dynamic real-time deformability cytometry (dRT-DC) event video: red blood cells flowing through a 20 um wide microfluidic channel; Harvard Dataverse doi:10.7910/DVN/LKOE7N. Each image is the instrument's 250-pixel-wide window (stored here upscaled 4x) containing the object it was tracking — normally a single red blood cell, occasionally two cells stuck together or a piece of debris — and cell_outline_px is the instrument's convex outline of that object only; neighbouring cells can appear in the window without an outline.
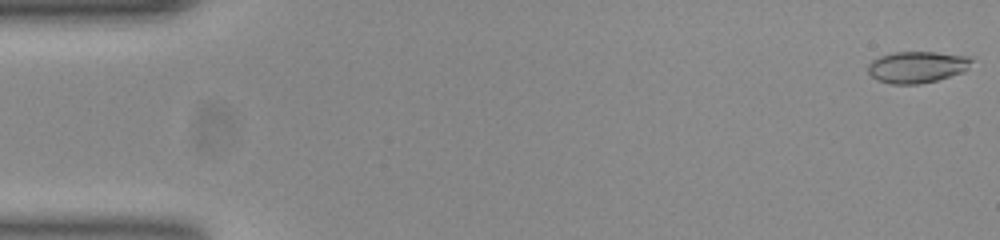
{"species": "common noctule bat (a hibernating species)", "species_latin": "Nyctalus noctula", "temperature_condition": "room temperature", "stored_images_in_passage": 53, "camera_frame_rate_fps": 3000, "um_per_image_px": 0.085, "animal": {"sex": "female", "body_mass_g": 23.0, "forearm_length_mm": 53.4}, "frame": {"image": 1, "passage_image": 1, "time_ms": 0.0, "image_size_px": [1000, 240], "cell_outline_px": [[976, 56], [968, 68], [964, 72], [936, 80], [916, 84], [892, 84], [876, 80], [868, 72], [868, 64], [872, 60], [880, 56], [892, 52], [936, 52]], "centroid_in_image_um": [77.99, 5.68], "position_along_channel_um": 7.0, "area_um2": 19.31}}
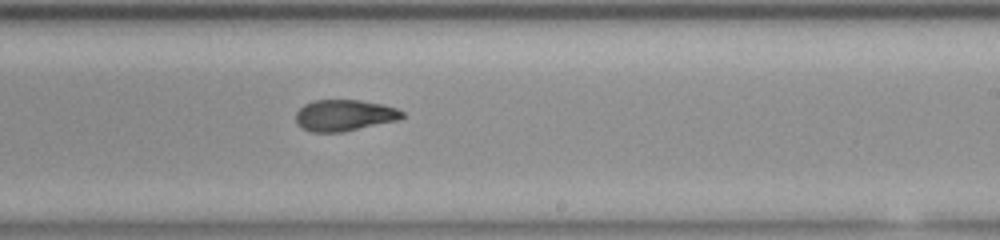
{"frame": {"image": 2, "passage_image": 32, "time_ms": 10.333, "image_size_px": [1000, 240], "cell_outline_px": [[404, 116], [400, 120], [340, 132], [312, 132], [300, 128], [296, 124], [296, 112], [304, 104], [312, 100], [360, 100], [384, 104], [396, 108], [404, 112]], "centroid_in_image_um": [29.26, 9.8], "position_along_channel_um": 259.7, "area_um2": 19.59}}
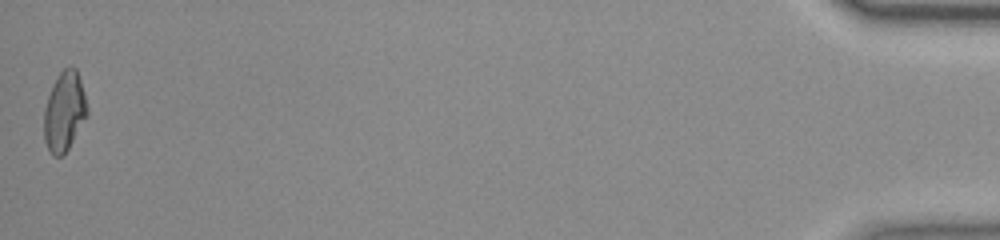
{"frame": {"image": 3, "passage_image": 53, "time_ms": 17.333, "image_size_px": [1000, 240], "cell_outline_px": [[88, 116], [68, 148], [60, 156], [52, 156], [44, 140], [44, 108], [52, 84], [60, 72], [64, 68], [72, 64], [76, 68], [84, 92], [88, 108]], "centroid_in_image_um": [5.47, 9.45], "position_along_channel_um": 429.7, "area_um2": 20.11}, "authors_computed_cell_mechanics": {"area_um2": 19.7676, "velocity_mm_per_s": 3.8679, "shape_relaxation_time_tau1_ms": null, "shape_relaxation_time_tau2_ms": 2.1267, "deformation_change_tau1": null, "deformation_change_tau2": 0.0759}}